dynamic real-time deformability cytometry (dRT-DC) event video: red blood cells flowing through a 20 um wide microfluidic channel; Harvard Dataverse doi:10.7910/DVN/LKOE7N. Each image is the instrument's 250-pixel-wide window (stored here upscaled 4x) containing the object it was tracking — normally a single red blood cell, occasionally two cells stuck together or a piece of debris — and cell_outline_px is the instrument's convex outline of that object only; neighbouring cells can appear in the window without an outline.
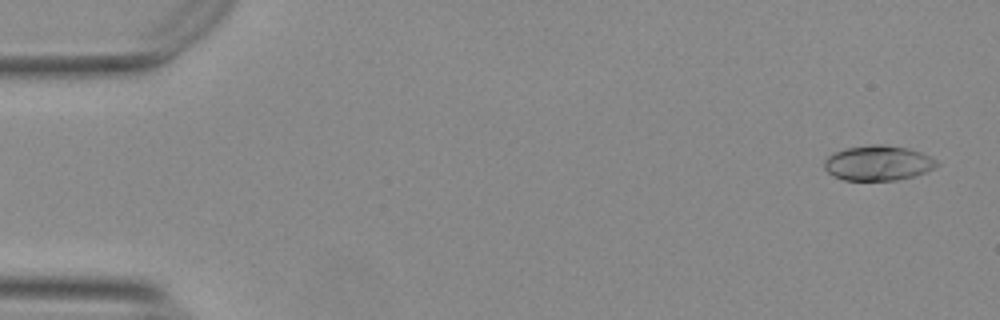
{"species": "Egyptian fruit bat (a non-hibernating species)", "species_latin": "Rousettus aegyptiacus", "temperature_condition": "warm", "stored_images_in_passage": 54, "camera_frame_rate_fps": 3000, "um_per_image_px": 0.085, "animal": {"sex": "female"}, "frame": {"image": 1, "passage_image": 2, "time_ms": 0.333, "image_size_px": [1000, 320], "cell_outline_px": [[940, 164], [936, 168], [916, 176], [896, 180], [844, 180], [832, 176], [824, 168], [824, 160], [828, 156], [836, 152], [848, 148], [872, 144], [884, 144], [908, 148], [920, 152], [936, 160]], "centroid_in_image_um": [74.65, 13.86], "position_along_channel_um": 10.3, "area_um2": 23.06}}
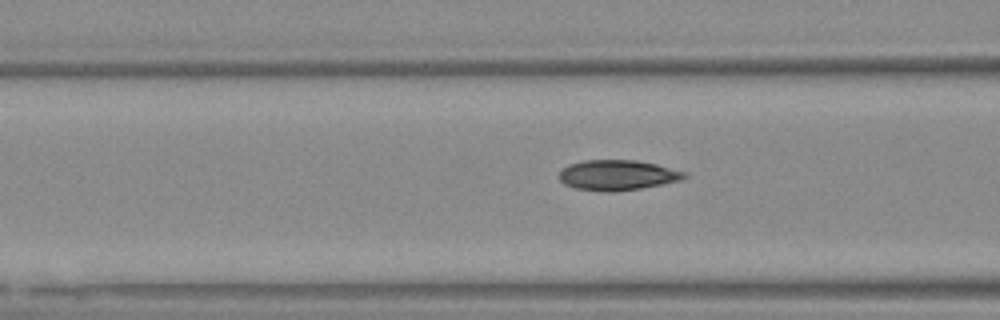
{"frame": {"image": 2, "passage_image": 21, "time_ms": 6.667, "image_size_px": [1000, 320], "cell_outline_px": [[688, 176], [684, 180], [640, 188], [612, 192], [608, 192], [572, 188], [564, 184], [560, 180], [560, 172], [568, 164], [584, 160], [636, 160], [656, 164], [688, 172]], "centroid_in_image_um": [52.52, 14.88], "position_along_channel_um": 114.1, "area_um2": 22.25}}
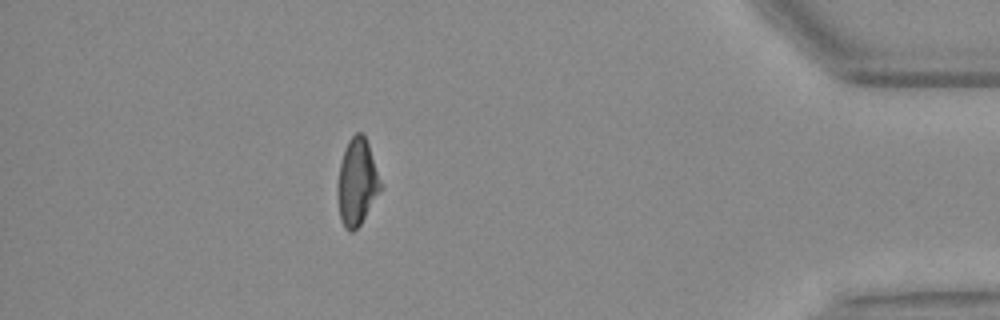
{"frame": {"image": 3, "passage_image": 48, "time_ms": 15.667, "image_size_px": [1000, 320], "cell_outline_px": [[384, 188], [360, 224], [352, 232], [348, 232], [344, 228], [340, 220], [336, 192], [336, 184], [340, 164], [344, 148], [348, 140], [356, 132], [364, 132]], "centroid_in_image_um": [30.34, 15.49], "position_along_channel_um": 404.9, "area_um2": 22.37}, "authors_computed_cell_mechanics": {"area_um2": 22.1952, "velocity_mm_per_s": 3.7606, "shape_relaxation_time_tau1_ms": 4.023, "shape_relaxation_time_tau2_ms": 1.7151, "deformation_change_tau1": 0.1688, "deformation_change_tau2": 0.0787}}